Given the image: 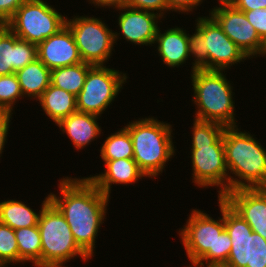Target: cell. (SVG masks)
Listing matches in <instances>:
<instances>
[{
    "instance_id": "6da1fadb",
    "label": "cell",
    "mask_w": 266,
    "mask_h": 267,
    "mask_svg": "<svg viewBox=\"0 0 266 267\" xmlns=\"http://www.w3.org/2000/svg\"><path fill=\"white\" fill-rule=\"evenodd\" d=\"M59 196L48 194L49 201L66 219L75 242L91 258L95 239L106 219L110 197L100 191L87 177H63L59 180Z\"/></svg>"
},
{
    "instance_id": "7a4b0ae2",
    "label": "cell",
    "mask_w": 266,
    "mask_h": 267,
    "mask_svg": "<svg viewBox=\"0 0 266 267\" xmlns=\"http://www.w3.org/2000/svg\"><path fill=\"white\" fill-rule=\"evenodd\" d=\"M222 124L194 118L192 127V183L197 187H219L218 198L229 192Z\"/></svg>"
},
{
    "instance_id": "3957f363",
    "label": "cell",
    "mask_w": 266,
    "mask_h": 267,
    "mask_svg": "<svg viewBox=\"0 0 266 267\" xmlns=\"http://www.w3.org/2000/svg\"><path fill=\"white\" fill-rule=\"evenodd\" d=\"M219 219L199 209H192L189 219L179 229V237L191 266H224L231 250V238L225 230L224 199L218 198Z\"/></svg>"
},
{
    "instance_id": "277c9868",
    "label": "cell",
    "mask_w": 266,
    "mask_h": 267,
    "mask_svg": "<svg viewBox=\"0 0 266 267\" xmlns=\"http://www.w3.org/2000/svg\"><path fill=\"white\" fill-rule=\"evenodd\" d=\"M240 130L226 127L223 132L229 191L266 188V149L254 135Z\"/></svg>"
},
{
    "instance_id": "5b68a950",
    "label": "cell",
    "mask_w": 266,
    "mask_h": 267,
    "mask_svg": "<svg viewBox=\"0 0 266 267\" xmlns=\"http://www.w3.org/2000/svg\"><path fill=\"white\" fill-rule=\"evenodd\" d=\"M128 123L123 127L132 139L133 159L147 177L159 176L176 154L172 125L154 117Z\"/></svg>"
},
{
    "instance_id": "8992f818",
    "label": "cell",
    "mask_w": 266,
    "mask_h": 267,
    "mask_svg": "<svg viewBox=\"0 0 266 267\" xmlns=\"http://www.w3.org/2000/svg\"><path fill=\"white\" fill-rule=\"evenodd\" d=\"M191 74L195 119L237 127L233 87L223 71L196 69Z\"/></svg>"
},
{
    "instance_id": "52a82bcc",
    "label": "cell",
    "mask_w": 266,
    "mask_h": 267,
    "mask_svg": "<svg viewBox=\"0 0 266 267\" xmlns=\"http://www.w3.org/2000/svg\"><path fill=\"white\" fill-rule=\"evenodd\" d=\"M38 219L41 236V267H66V262L91 258L75 242L71 229L60 211L45 197ZM64 264V266H63Z\"/></svg>"
},
{
    "instance_id": "ba28073f",
    "label": "cell",
    "mask_w": 266,
    "mask_h": 267,
    "mask_svg": "<svg viewBox=\"0 0 266 267\" xmlns=\"http://www.w3.org/2000/svg\"><path fill=\"white\" fill-rule=\"evenodd\" d=\"M65 14L44 0H27L5 23L19 38L39 45L66 25Z\"/></svg>"
},
{
    "instance_id": "9c48e42d",
    "label": "cell",
    "mask_w": 266,
    "mask_h": 267,
    "mask_svg": "<svg viewBox=\"0 0 266 267\" xmlns=\"http://www.w3.org/2000/svg\"><path fill=\"white\" fill-rule=\"evenodd\" d=\"M224 222L232 244L224 267H266V240L225 200Z\"/></svg>"
},
{
    "instance_id": "30bf717a",
    "label": "cell",
    "mask_w": 266,
    "mask_h": 267,
    "mask_svg": "<svg viewBox=\"0 0 266 267\" xmlns=\"http://www.w3.org/2000/svg\"><path fill=\"white\" fill-rule=\"evenodd\" d=\"M104 65L92 66L76 96L77 110L101 117L127 82V75Z\"/></svg>"
},
{
    "instance_id": "8fae6325",
    "label": "cell",
    "mask_w": 266,
    "mask_h": 267,
    "mask_svg": "<svg viewBox=\"0 0 266 267\" xmlns=\"http://www.w3.org/2000/svg\"><path fill=\"white\" fill-rule=\"evenodd\" d=\"M82 61L93 66L106 65L114 50V32L101 18L75 16L66 19ZM108 60V61H107Z\"/></svg>"
},
{
    "instance_id": "7c38bea8",
    "label": "cell",
    "mask_w": 266,
    "mask_h": 267,
    "mask_svg": "<svg viewBox=\"0 0 266 267\" xmlns=\"http://www.w3.org/2000/svg\"><path fill=\"white\" fill-rule=\"evenodd\" d=\"M217 1L219 7L210 9L209 14L222 27L225 35L241 49L248 60L254 56L260 57L264 42L249 23L244 12L236 9L227 0Z\"/></svg>"
},
{
    "instance_id": "4fadbf2b",
    "label": "cell",
    "mask_w": 266,
    "mask_h": 267,
    "mask_svg": "<svg viewBox=\"0 0 266 267\" xmlns=\"http://www.w3.org/2000/svg\"><path fill=\"white\" fill-rule=\"evenodd\" d=\"M195 25L202 31L204 52H208V70L224 71L244 62L248 57L223 32L222 27L209 14L197 17Z\"/></svg>"
},
{
    "instance_id": "5bb4252c",
    "label": "cell",
    "mask_w": 266,
    "mask_h": 267,
    "mask_svg": "<svg viewBox=\"0 0 266 267\" xmlns=\"http://www.w3.org/2000/svg\"><path fill=\"white\" fill-rule=\"evenodd\" d=\"M118 17L119 33L114 31V43L122 34L123 39L134 45L153 46L158 31V23L162 17L157 13L135 9L128 6L119 8ZM124 11V12H123ZM160 18V19H159ZM159 20V22H158Z\"/></svg>"
},
{
    "instance_id": "9a60e30c",
    "label": "cell",
    "mask_w": 266,
    "mask_h": 267,
    "mask_svg": "<svg viewBox=\"0 0 266 267\" xmlns=\"http://www.w3.org/2000/svg\"><path fill=\"white\" fill-rule=\"evenodd\" d=\"M223 199L266 240V188L236 189Z\"/></svg>"
},
{
    "instance_id": "2e32d148",
    "label": "cell",
    "mask_w": 266,
    "mask_h": 267,
    "mask_svg": "<svg viewBox=\"0 0 266 267\" xmlns=\"http://www.w3.org/2000/svg\"><path fill=\"white\" fill-rule=\"evenodd\" d=\"M37 53L38 59L50 70L83 62L67 25L40 43Z\"/></svg>"
},
{
    "instance_id": "e0dca14e",
    "label": "cell",
    "mask_w": 266,
    "mask_h": 267,
    "mask_svg": "<svg viewBox=\"0 0 266 267\" xmlns=\"http://www.w3.org/2000/svg\"><path fill=\"white\" fill-rule=\"evenodd\" d=\"M37 55V45L19 39L5 24L0 25V76L16 73Z\"/></svg>"
},
{
    "instance_id": "ac0fdd59",
    "label": "cell",
    "mask_w": 266,
    "mask_h": 267,
    "mask_svg": "<svg viewBox=\"0 0 266 267\" xmlns=\"http://www.w3.org/2000/svg\"><path fill=\"white\" fill-rule=\"evenodd\" d=\"M106 169L103 173L97 175H90L89 178L96 187L105 195L110 197L112 184H135L143 177H147L139 168L133 158L117 159V160H103Z\"/></svg>"
},
{
    "instance_id": "d6986e66",
    "label": "cell",
    "mask_w": 266,
    "mask_h": 267,
    "mask_svg": "<svg viewBox=\"0 0 266 267\" xmlns=\"http://www.w3.org/2000/svg\"><path fill=\"white\" fill-rule=\"evenodd\" d=\"M160 29L159 27L154 42V45L158 44L157 53L163 64L170 68H178L190 58L189 33L177 26L165 30L164 33Z\"/></svg>"
},
{
    "instance_id": "ffe728a7",
    "label": "cell",
    "mask_w": 266,
    "mask_h": 267,
    "mask_svg": "<svg viewBox=\"0 0 266 267\" xmlns=\"http://www.w3.org/2000/svg\"><path fill=\"white\" fill-rule=\"evenodd\" d=\"M99 118L93 114L76 111L62 119L56 126L63 134H67L74 147L79 151L100 137L102 128L97 122Z\"/></svg>"
},
{
    "instance_id": "44dd1931",
    "label": "cell",
    "mask_w": 266,
    "mask_h": 267,
    "mask_svg": "<svg viewBox=\"0 0 266 267\" xmlns=\"http://www.w3.org/2000/svg\"><path fill=\"white\" fill-rule=\"evenodd\" d=\"M45 114L57 125L77 110L76 96L52 84L36 100Z\"/></svg>"
},
{
    "instance_id": "7402d4cb",
    "label": "cell",
    "mask_w": 266,
    "mask_h": 267,
    "mask_svg": "<svg viewBox=\"0 0 266 267\" xmlns=\"http://www.w3.org/2000/svg\"><path fill=\"white\" fill-rule=\"evenodd\" d=\"M23 97L38 99L51 84V70L38 58L15 73Z\"/></svg>"
},
{
    "instance_id": "603a6c76",
    "label": "cell",
    "mask_w": 266,
    "mask_h": 267,
    "mask_svg": "<svg viewBox=\"0 0 266 267\" xmlns=\"http://www.w3.org/2000/svg\"><path fill=\"white\" fill-rule=\"evenodd\" d=\"M41 209L37 213L21 200H5L0 202V223L13 230L38 225Z\"/></svg>"
},
{
    "instance_id": "cb8c5ba5",
    "label": "cell",
    "mask_w": 266,
    "mask_h": 267,
    "mask_svg": "<svg viewBox=\"0 0 266 267\" xmlns=\"http://www.w3.org/2000/svg\"><path fill=\"white\" fill-rule=\"evenodd\" d=\"M93 65L81 62L51 70V84L77 96L82 90L88 70Z\"/></svg>"
},
{
    "instance_id": "d4e9b609",
    "label": "cell",
    "mask_w": 266,
    "mask_h": 267,
    "mask_svg": "<svg viewBox=\"0 0 266 267\" xmlns=\"http://www.w3.org/2000/svg\"><path fill=\"white\" fill-rule=\"evenodd\" d=\"M18 251L19 264L31 262L34 267H41V236L39 227H23L14 230Z\"/></svg>"
},
{
    "instance_id": "484cf974",
    "label": "cell",
    "mask_w": 266,
    "mask_h": 267,
    "mask_svg": "<svg viewBox=\"0 0 266 267\" xmlns=\"http://www.w3.org/2000/svg\"><path fill=\"white\" fill-rule=\"evenodd\" d=\"M102 160H117L133 158V144L129 132L122 127L111 133L100 148Z\"/></svg>"
},
{
    "instance_id": "4316f807",
    "label": "cell",
    "mask_w": 266,
    "mask_h": 267,
    "mask_svg": "<svg viewBox=\"0 0 266 267\" xmlns=\"http://www.w3.org/2000/svg\"><path fill=\"white\" fill-rule=\"evenodd\" d=\"M24 98L15 73L0 76V112L12 113L14 105Z\"/></svg>"
},
{
    "instance_id": "83f0119b",
    "label": "cell",
    "mask_w": 266,
    "mask_h": 267,
    "mask_svg": "<svg viewBox=\"0 0 266 267\" xmlns=\"http://www.w3.org/2000/svg\"><path fill=\"white\" fill-rule=\"evenodd\" d=\"M19 263L18 244L14 230L0 223V264L8 265Z\"/></svg>"
},
{
    "instance_id": "f1b7e54d",
    "label": "cell",
    "mask_w": 266,
    "mask_h": 267,
    "mask_svg": "<svg viewBox=\"0 0 266 267\" xmlns=\"http://www.w3.org/2000/svg\"><path fill=\"white\" fill-rule=\"evenodd\" d=\"M190 52L189 56L194 57L191 73L196 69L208 70V52H204L203 42H205L202 31L196 26L195 32L189 35Z\"/></svg>"
},
{
    "instance_id": "f546056e",
    "label": "cell",
    "mask_w": 266,
    "mask_h": 267,
    "mask_svg": "<svg viewBox=\"0 0 266 267\" xmlns=\"http://www.w3.org/2000/svg\"><path fill=\"white\" fill-rule=\"evenodd\" d=\"M127 6L157 13L162 18L168 12L166 0H127Z\"/></svg>"
},
{
    "instance_id": "4dcf8cb0",
    "label": "cell",
    "mask_w": 266,
    "mask_h": 267,
    "mask_svg": "<svg viewBox=\"0 0 266 267\" xmlns=\"http://www.w3.org/2000/svg\"><path fill=\"white\" fill-rule=\"evenodd\" d=\"M249 23L254 27L260 39L266 41V9L244 11Z\"/></svg>"
},
{
    "instance_id": "1f68e13d",
    "label": "cell",
    "mask_w": 266,
    "mask_h": 267,
    "mask_svg": "<svg viewBox=\"0 0 266 267\" xmlns=\"http://www.w3.org/2000/svg\"><path fill=\"white\" fill-rule=\"evenodd\" d=\"M204 0H166L168 11H174L180 13L194 12V8L201 5Z\"/></svg>"
},
{
    "instance_id": "d6a6232c",
    "label": "cell",
    "mask_w": 266,
    "mask_h": 267,
    "mask_svg": "<svg viewBox=\"0 0 266 267\" xmlns=\"http://www.w3.org/2000/svg\"><path fill=\"white\" fill-rule=\"evenodd\" d=\"M27 0H0V25L5 24Z\"/></svg>"
},
{
    "instance_id": "836d02e7",
    "label": "cell",
    "mask_w": 266,
    "mask_h": 267,
    "mask_svg": "<svg viewBox=\"0 0 266 267\" xmlns=\"http://www.w3.org/2000/svg\"><path fill=\"white\" fill-rule=\"evenodd\" d=\"M13 113L8 112H0V157L2 156V153L4 152V145L7 143V134L10 127V122L12 119Z\"/></svg>"
},
{
    "instance_id": "e575fe53",
    "label": "cell",
    "mask_w": 266,
    "mask_h": 267,
    "mask_svg": "<svg viewBox=\"0 0 266 267\" xmlns=\"http://www.w3.org/2000/svg\"><path fill=\"white\" fill-rule=\"evenodd\" d=\"M240 11L255 10L258 8L266 9V0H227Z\"/></svg>"
},
{
    "instance_id": "d590c367",
    "label": "cell",
    "mask_w": 266,
    "mask_h": 267,
    "mask_svg": "<svg viewBox=\"0 0 266 267\" xmlns=\"http://www.w3.org/2000/svg\"><path fill=\"white\" fill-rule=\"evenodd\" d=\"M89 4H93L95 7H105V8H112L119 9L127 6V0H88Z\"/></svg>"
},
{
    "instance_id": "8d00e7d4",
    "label": "cell",
    "mask_w": 266,
    "mask_h": 267,
    "mask_svg": "<svg viewBox=\"0 0 266 267\" xmlns=\"http://www.w3.org/2000/svg\"><path fill=\"white\" fill-rule=\"evenodd\" d=\"M261 56H266V41L264 42V46H263V50H262V53H261Z\"/></svg>"
},
{
    "instance_id": "74e56055",
    "label": "cell",
    "mask_w": 266,
    "mask_h": 267,
    "mask_svg": "<svg viewBox=\"0 0 266 267\" xmlns=\"http://www.w3.org/2000/svg\"><path fill=\"white\" fill-rule=\"evenodd\" d=\"M187 267H224V266H187Z\"/></svg>"
},
{
    "instance_id": "f35d334b",
    "label": "cell",
    "mask_w": 266,
    "mask_h": 267,
    "mask_svg": "<svg viewBox=\"0 0 266 267\" xmlns=\"http://www.w3.org/2000/svg\"><path fill=\"white\" fill-rule=\"evenodd\" d=\"M0 267H6V264H0Z\"/></svg>"
}]
</instances>
